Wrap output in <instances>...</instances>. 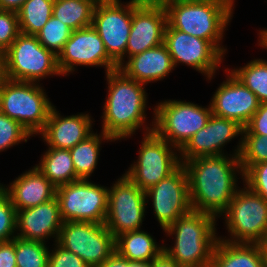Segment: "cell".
Masks as SVG:
<instances>
[{
    "instance_id": "obj_45",
    "label": "cell",
    "mask_w": 267,
    "mask_h": 267,
    "mask_svg": "<svg viewBox=\"0 0 267 267\" xmlns=\"http://www.w3.org/2000/svg\"><path fill=\"white\" fill-rule=\"evenodd\" d=\"M140 267H153L152 262H140Z\"/></svg>"
},
{
    "instance_id": "obj_10",
    "label": "cell",
    "mask_w": 267,
    "mask_h": 267,
    "mask_svg": "<svg viewBox=\"0 0 267 267\" xmlns=\"http://www.w3.org/2000/svg\"><path fill=\"white\" fill-rule=\"evenodd\" d=\"M56 242L90 267L101 265L116 252V238L105 224L94 222H63Z\"/></svg>"
},
{
    "instance_id": "obj_8",
    "label": "cell",
    "mask_w": 267,
    "mask_h": 267,
    "mask_svg": "<svg viewBox=\"0 0 267 267\" xmlns=\"http://www.w3.org/2000/svg\"><path fill=\"white\" fill-rule=\"evenodd\" d=\"M208 107V108H207ZM181 100H165L154 107L153 131L179 151L209 121L211 106Z\"/></svg>"
},
{
    "instance_id": "obj_31",
    "label": "cell",
    "mask_w": 267,
    "mask_h": 267,
    "mask_svg": "<svg viewBox=\"0 0 267 267\" xmlns=\"http://www.w3.org/2000/svg\"><path fill=\"white\" fill-rule=\"evenodd\" d=\"M49 251L45 242L15 237L17 267H48Z\"/></svg>"
},
{
    "instance_id": "obj_11",
    "label": "cell",
    "mask_w": 267,
    "mask_h": 267,
    "mask_svg": "<svg viewBox=\"0 0 267 267\" xmlns=\"http://www.w3.org/2000/svg\"><path fill=\"white\" fill-rule=\"evenodd\" d=\"M109 188L89 179H79L57 187L63 222L83 221L104 224L107 216Z\"/></svg>"
},
{
    "instance_id": "obj_41",
    "label": "cell",
    "mask_w": 267,
    "mask_h": 267,
    "mask_svg": "<svg viewBox=\"0 0 267 267\" xmlns=\"http://www.w3.org/2000/svg\"><path fill=\"white\" fill-rule=\"evenodd\" d=\"M96 267H129V260L122 257L118 252H115L101 265H98Z\"/></svg>"
},
{
    "instance_id": "obj_30",
    "label": "cell",
    "mask_w": 267,
    "mask_h": 267,
    "mask_svg": "<svg viewBox=\"0 0 267 267\" xmlns=\"http://www.w3.org/2000/svg\"><path fill=\"white\" fill-rule=\"evenodd\" d=\"M248 89H250L260 103H267V61L254 59L239 69L230 70Z\"/></svg>"
},
{
    "instance_id": "obj_48",
    "label": "cell",
    "mask_w": 267,
    "mask_h": 267,
    "mask_svg": "<svg viewBox=\"0 0 267 267\" xmlns=\"http://www.w3.org/2000/svg\"><path fill=\"white\" fill-rule=\"evenodd\" d=\"M264 247H265L266 255H267V239H266V241H265V243H264Z\"/></svg>"
},
{
    "instance_id": "obj_46",
    "label": "cell",
    "mask_w": 267,
    "mask_h": 267,
    "mask_svg": "<svg viewBox=\"0 0 267 267\" xmlns=\"http://www.w3.org/2000/svg\"><path fill=\"white\" fill-rule=\"evenodd\" d=\"M129 267H140V262L129 261Z\"/></svg>"
},
{
    "instance_id": "obj_4",
    "label": "cell",
    "mask_w": 267,
    "mask_h": 267,
    "mask_svg": "<svg viewBox=\"0 0 267 267\" xmlns=\"http://www.w3.org/2000/svg\"><path fill=\"white\" fill-rule=\"evenodd\" d=\"M217 218L211 214L191 211L178 218L164 232L174 238V246L163 250L181 267H210L218 240Z\"/></svg>"
},
{
    "instance_id": "obj_16",
    "label": "cell",
    "mask_w": 267,
    "mask_h": 267,
    "mask_svg": "<svg viewBox=\"0 0 267 267\" xmlns=\"http://www.w3.org/2000/svg\"><path fill=\"white\" fill-rule=\"evenodd\" d=\"M57 64L62 76L73 73L78 65L104 67L105 73L118 69L109 58L103 41L92 26L72 31L57 56Z\"/></svg>"
},
{
    "instance_id": "obj_26",
    "label": "cell",
    "mask_w": 267,
    "mask_h": 267,
    "mask_svg": "<svg viewBox=\"0 0 267 267\" xmlns=\"http://www.w3.org/2000/svg\"><path fill=\"white\" fill-rule=\"evenodd\" d=\"M37 169L57 188L79 180L69 149L48 148Z\"/></svg>"
},
{
    "instance_id": "obj_6",
    "label": "cell",
    "mask_w": 267,
    "mask_h": 267,
    "mask_svg": "<svg viewBox=\"0 0 267 267\" xmlns=\"http://www.w3.org/2000/svg\"><path fill=\"white\" fill-rule=\"evenodd\" d=\"M1 60L2 77L10 80L37 83L48 76L62 75L57 56L43 47L36 35L20 33Z\"/></svg>"
},
{
    "instance_id": "obj_43",
    "label": "cell",
    "mask_w": 267,
    "mask_h": 267,
    "mask_svg": "<svg viewBox=\"0 0 267 267\" xmlns=\"http://www.w3.org/2000/svg\"><path fill=\"white\" fill-rule=\"evenodd\" d=\"M25 1L26 0H0V9L17 12Z\"/></svg>"
},
{
    "instance_id": "obj_34",
    "label": "cell",
    "mask_w": 267,
    "mask_h": 267,
    "mask_svg": "<svg viewBox=\"0 0 267 267\" xmlns=\"http://www.w3.org/2000/svg\"><path fill=\"white\" fill-rule=\"evenodd\" d=\"M31 133L20 123L0 112V152L21 142H27Z\"/></svg>"
},
{
    "instance_id": "obj_44",
    "label": "cell",
    "mask_w": 267,
    "mask_h": 267,
    "mask_svg": "<svg viewBox=\"0 0 267 267\" xmlns=\"http://www.w3.org/2000/svg\"><path fill=\"white\" fill-rule=\"evenodd\" d=\"M259 33V45L260 47L267 49V29L264 28V30H260Z\"/></svg>"
},
{
    "instance_id": "obj_14",
    "label": "cell",
    "mask_w": 267,
    "mask_h": 267,
    "mask_svg": "<svg viewBox=\"0 0 267 267\" xmlns=\"http://www.w3.org/2000/svg\"><path fill=\"white\" fill-rule=\"evenodd\" d=\"M145 194L147 203L151 198L154 215L163 230L192 211L188 174L183 164L159 183L150 187Z\"/></svg>"
},
{
    "instance_id": "obj_32",
    "label": "cell",
    "mask_w": 267,
    "mask_h": 267,
    "mask_svg": "<svg viewBox=\"0 0 267 267\" xmlns=\"http://www.w3.org/2000/svg\"><path fill=\"white\" fill-rule=\"evenodd\" d=\"M71 33L72 30L66 24L51 16L36 37L43 47L58 56L70 38Z\"/></svg>"
},
{
    "instance_id": "obj_24",
    "label": "cell",
    "mask_w": 267,
    "mask_h": 267,
    "mask_svg": "<svg viewBox=\"0 0 267 267\" xmlns=\"http://www.w3.org/2000/svg\"><path fill=\"white\" fill-rule=\"evenodd\" d=\"M210 267H267L264 244L232 243L218 238Z\"/></svg>"
},
{
    "instance_id": "obj_3",
    "label": "cell",
    "mask_w": 267,
    "mask_h": 267,
    "mask_svg": "<svg viewBox=\"0 0 267 267\" xmlns=\"http://www.w3.org/2000/svg\"><path fill=\"white\" fill-rule=\"evenodd\" d=\"M235 0H161L167 25L210 41L223 55V34L233 16Z\"/></svg>"
},
{
    "instance_id": "obj_1",
    "label": "cell",
    "mask_w": 267,
    "mask_h": 267,
    "mask_svg": "<svg viewBox=\"0 0 267 267\" xmlns=\"http://www.w3.org/2000/svg\"><path fill=\"white\" fill-rule=\"evenodd\" d=\"M183 165L188 174L192 211L220 218L239 189L236 174L243 180L239 156L198 157Z\"/></svg>"
},
{
    "instance_id": "obj_20",
    "label": "cell",
    "mask_w": 267,
    "mask_h": 267,
    "mask_svg": "<svg viewBox=\"0 0 267 267\" xmlns=\"http://www.w3.org/2000/svg\"><path fill=\"white\" fill-rule=\"evenodd\" d=\"M63 225L57 197L37 205L17 211L16 234L25 240L47 242L51 237L57 241Z\"/></svg>"
},
{
    "instance_id": "obj_28",
    "label": "cell",
    "mask_w": 267,
    "mask_h": 267,
    "mask_svg": "<svg viewBox=\"0 0 267 267\" xmlns=\"http://www.w3.org/2000/svg\"><path fill=\"white\" fill-rule=\"evenodd\" d=\"M99 2L54 0L52 16L66 24L72 31L86 28L92 25L94 8Z\"/></svg>"
},
{
    "instance_id": "obj_27",
    "label": "cell",
    "mask_w": 267,
    "mask_h": 267,
    "mask_svg": "<svg viewBox=\"0 0 267 267\" xmlns=\"http://www.w3.org/2000/svg\"><path fill=\"white\" fill-rule=\"evenodd\" d=\"M103 140L114 141L103 131L98 135L92 133L84 141L79 142L73 148L69 149L76 175L80 179H89L97 167L101 143Z\"/></svg>"
},
{
    "instance_id": "obj_12",
    "label": "cell",
    "mask_w": 267,
    "mask_h": 267,
    "mask_svg": "<svg viewBox=\"0 0 267 267\" xmlns=\"http://www.w3.org/2000/svg\"><path fill=\"white\" fill-rule=\"evenodd\" d=\"M125 4L121 0H101L94 8L91 25L118 68L125 61L133 16V0Z\"/></svg>"
},
{
    "instance_id": "obj_40",
    "label": "cell",
    "mask_w": 267,
    "mask_h": 267,
    "mask_svg": "<svg viewBox=\"0 0 267 267\" xmlns=\"http://www.w3.org/2000/svg\"><path fill=\"white\" fill-rule=\"evenodd\" d=\"M0 267H17L15 255V238L0 242Z\"/></svg>"
},
{
    "instance_id": "obj_37",
    "label": "cell",
    "mask_w": 267,
    "mask_h": 267,
    "mask_svg": "<svg viewBox=\"0 0 267 267\" xmlns=\"http://www.w3.org/2000/svg\"><path fill=\"white\" fill-rule=\"evenodd\" d=\"M243 183L267 201V162L251 165L243 173Z\"/></svg>"
},
{
    "instance_id": "obj_21",
    "label": "cell",
    "mask_w": 267,
    "mask_h": 267,
    "mask_svg": "<svg viewBox=\"0 0 267 267\" xmlns=\"http://www.w3.org/2000/svg\"><path fill=\"white\" fill-rule=\"evenodd\" d=\"M92 123L88 113L64 117L53 106L46 125L39 135L48 148L71 149L93 133Z\"/></svg>"
},
{
    "instance_id": "obj_39",
    "label": "cell",
    "mask_w": 267,
    "mask_h": 267,
    "mask_svg": "<svg viewBox=\"0 0 267 267\" xmlns=\"http://www.w3.org/2000/svg\"><path fill=\"white\" fill-rule=\"evenodd\" d=\"M243 135L267 137V103H261L249 123L243 128Z\"/></svg>"
},
{
    "instance_id": "obj_2",
    "label": "cell",
    "mask_w": 267,
    "mask_h": 267,
    "mask_svg": "<svg viewBox=\"0 0 267 267\" xmlns=\"http://www.w3.org/2000/svg\"><path fill=\"white\" fill-rule=\"evenodd\" d=\"M106 79L108 95L103 107L102 131L114 141L130 138L141 127L146 130L145 134L152 132L154 127L144 124L147 116L145 84L127 77L120 69L107 72Z\"/></svg>"
},
{
    "instance_id": "obj_29",
    "label": "cell",
    "mask_w": 267,
    "mask_h": 267,
    "mask_svg": "<svg viewBox=\"0 0 267 267\" xmlns=\"http://www.w3.org/2000/svg\"><path fill=\"white\" fill-rule=\"evenodd\" d=\"M54 0H26L17 11L20 32L37 35L53 12Z\"/></svg>"
},
{
    "instance_id": "obj_18",
    "label": "cell",
    "mask_w": 267,
    "mask_h": 267,
    "mask_svg": "<svg viewBox=\"0 0 267 267\" xmlns=\"http://www.w3.org/2000/svg\"><path fill=\"white\" fill-rule=\"evenodd\" d=\"M243 126L237 121L216 116L212 113L204 128L196 132L186 145L179 151L181 164L198 158L225 155L222 149L237 136H241L234 155L242 150Z\"/></svg>"
},
{
    "instance_id": "obj_23",
    "label": "cell",
    "mask_w": 267,
    "mask_h": 267,
    "mask_svg": "<svg viewBox=\"0 0 267 267\" xmlns=\"http://www.w3.org/2000/svg\"><path fill=\"white\" fill-rule=\"evenodd\" d=\"M174 68L168 48L163 43L129 57L118 69L127 77L147 85L164 79Z\"/></svg>"
},
{
    "instance_id": "obj_19",
    "label": "cell",
    "mask_w": 267,
    "mask_h": 267,
    "mask_svg": "<svg viewBox=\"0 0 267 267\" xmlns=\"http://www.w3.org/2000/svg\"><path fill=\"white\" fill-rule=\"evenodd\" d=\"M225 71L228 77L213 94L211 111L216 116L235 120L245 127L261 103L229 68Z\"/></svg>"
},
{
    "instance_id": "obj_5",
    "label": "cell",
    "mask_w": 267,
    "mask_h": 267,
    "mask_svg": "<svg viewBox=\"0 0 267 267\" xmlns=\"http://www.w3.org/2000/svg\"><path fill=\"white\" fill-rule=\"evenodd\" d=\"M44 91L38 82L16 81L2 77L0 112L16 120L35 136L44 129L54 106Z\"/></svg>"
},
{
    "instance_id": "obj_33",
    "label": "cell",
    "mask_w": 267,
    "mask_h": 267,
    "mask_svg": "<svg viewBox=\"0 0 267 267\" xmlns=\"http://www.w3.org/2000/svg\"><path fill=\"white\" fill-rule=\"evenodd\" d=\"M239 159L243 173L253 164L267 162V137L242 135V150Z\"/></svg>"
},
{
    "instance_id": "obj_47",
    "label": "cell",
    "mask_w": 267,
    "mask_h": 267,
    "mask_svg": "<svg viewBox=\"0 0 267 267\" xmlns=\"http://www.w3.org/2000/svg\"><path fill=\"white\" fill-rule=\"evenodd\" d=\"M2 78V60H1V54H0V79Z\"/></svg>"
},
{
    "instance_id": "obj_49",
    "label": "cell",
    "mask_w": 267,
    "mask_h": 267,
    "mask_svg": "<svg viewBox=\"0 0 267 267\" xmlns=\"http://www.w3.org/2000/svg\"><path fill=\"white\" fill-rule=\"evenodd\" d=\"M82 1H101V0H82Z\"/></svg>"
},
{
    "instance_id": "obj_38",
    "label": "cell",
    "mask_w": 267,
    "mask_h": 267,
    "mask_svg": "<svg viewBox=\"0 0 267 267\" xmlns=\"http://www.w3.org/2000/svg\"><path fill=\"white\" fill-rule=\"evenodd\" d=\"M48 267H90L80 257L61 247L55 242L52 252L49 251Z\"/></svg>"
},
{
    "instance_id": "obj_22",
    "label": "cell",
    "mask_w": 267,
    "mask_h": 267,
    "mask_svg": "<svg viewBox=\"0 0 267 267\" xmlns=\"http://www.w3.org/2000/svg\"><path fill=\"white\" fill-rule=\"evenodd\" d=\"M1 188L8 194L15 209L24 210L45 203L56 197L57 188L34 166L19 175L6 187Z\"/></svg>"
},
{
    "instance_id": "obj_13",
    "label": "cell",
    "mask_w": 267,
    "mask_h": 267,
    "mask_svg": "<svg viewBox=\"0 0 267 267\" xmlns=\"http://www.w3.org/2000/svg\"><path fill=\"white\" fill-rule=\"evenodd\" d=\"M146 203L145 191L124 173L109 188L104 224L115 238L124 232L141 230Z\"/></svg>"
},
{
    "instance_id": "obj_35",
    "label": "cell",
    "mask_w": 267,
    "mask_h": 267,
    "mask_svg": "<svg viewBox=\"0 0 267 267\" xmlns=\"http://www.w3.org/2000/svg\"><path fill=\"white\" fill-rule=\"evenodd\" d=\"M16 221L17 210L0 186V242L13 240L16 237Z\"/></svg>"
},
{
    "instance_id": "obj_9",
    "label": "cell",
    "mask_w": 267,
    "mask_h": 267,
    "mask_svg": "<svg viewBox=\"0 0 267 267\" xmlns=\"http://www.w3.org/2000/svg\"><path fill=\"white\" fill-rule=\"evenodd\" d=\"M174 148V149H173ZM179 150L154 131L144 133L138 159L125 172L141 190L147 191L173 173L180 165Z\"/></svg>"
},
{
    "instance_id": "obj_7",
    "label": "cell",
    "mask_w": 267,
    "mask_h": 267,
    "mask_svg": "<svg viewBox=\"0 0 267 267\" xmlns=\"http://www.w3.org/2000/svg\"><path fill=\"white\" fill-rule=\"evenodd\" d=\"M243 185L222 214L230 238H218L232 243L264 244L267 239V201Z\"/></svg>"
},
{
    "instance_id": "obj_25",
    "label": "cell",
    "mask_w": 267,
    "mask_h": 267,
    "mask_svg": "<svg viewBox=\"0 0 267 267\" xmlns=\"http://www.w3.org/2000/svg\"><path fill=\"white\" fill-rule=\"evenodd\" d=\"M153 238L142 229L124 232L116 237V252L129 261L152 262L164 247Z\"/></svg>"
},
{
    "instance_id": "obj_17",
    "label": "cell",
    "mask_w": 267,
    "mask_h": 267,
    "mask_svg": "<svg viewBox=\"0 0 267 267\" xmlns=\"http://www.w3.org/2000/svg\"><path fill=\"white\" fill-rule=\"evenodd\" d=\"M166 25V10L161 1L133 0L132 25L126 46L127 59L163 44Z\"/></svg>"
},
{
    "instance_id": "obj_15",
    "label": "cell",
    "mask_w": 267,
    "mask_h": 267,
    "mask_svg": "<svg viewBox=\"0 0 267 267\" xmlns=\"http://www.w3.org/2000/svg\"><path fill=\"white\" fill-rule=\"evenodd\" d=\"M164 44L171 55L174 67L182 63L201 72L207 80L215 76L224 55L210 42L188 35L166 25Z\"/></svg>"
},
{
    "instance_id": "obj_42",
    "label": "cell",
    "mask_w": 267,
    "mask_h": 267,
    "mask_svg": "<svg viewBox=\"0 0 267 267\" xmlns=\"http://www.w3.org/2000/svg\"><path fill=\"white\" fill-rule=\"evenodd\" d=\"M153 267H181L164 250L152 261Z\"/></svg>"
},
{
    "instance_id": "obj_36",
    "label": "cell",
    "mask_w": 267,
    "mask_h": 267,
    "mask_svg": "<svg viewBox=\"0 0 267 267\" xmlns=\"http://www.w3.org/2000/svg\"><path fill=\"white\" fill-rule=\"evenodd\" d=\"M17 12L0 9V54L2 55L20 34Z\"/></svg>"
}]
</instances>
